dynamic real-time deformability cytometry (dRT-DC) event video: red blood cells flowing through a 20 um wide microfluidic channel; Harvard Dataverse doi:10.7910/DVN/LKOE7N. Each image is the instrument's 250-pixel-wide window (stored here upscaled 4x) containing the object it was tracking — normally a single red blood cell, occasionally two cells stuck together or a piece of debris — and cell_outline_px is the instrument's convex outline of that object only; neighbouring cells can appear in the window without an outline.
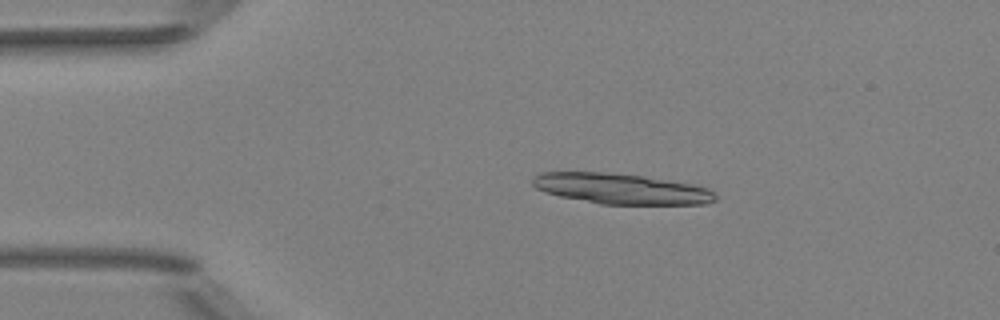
{"species": "Egyptian fruit bat (a non-hibernating species)", "species_latin": "Rousettus aegyptiacus", "temperature_condition": "room temperature", "stored_images_in_passage": 15, "camera_frame_rate_fps": 3000, "um_per_image_px": 0.085, "animal": {"sex": "female"}, "frame": {"image": 1, "passage_image": 9, "time_ms": 2.667, "image_size_px": [1000, 320], "cell_outline_px": [[716, 200], [708, 204], [600, 204], [560, 196], [544, 192], [536, 188], [532, 184], [532, 176], [540, 172], [600, 172], [644, 176], [692, 184], [708, 188], [716, 196]], "centroid_in_image_um": [52.77, 16.04], "position_along_channel_um": 32.2, "area_um2": 32.48}}